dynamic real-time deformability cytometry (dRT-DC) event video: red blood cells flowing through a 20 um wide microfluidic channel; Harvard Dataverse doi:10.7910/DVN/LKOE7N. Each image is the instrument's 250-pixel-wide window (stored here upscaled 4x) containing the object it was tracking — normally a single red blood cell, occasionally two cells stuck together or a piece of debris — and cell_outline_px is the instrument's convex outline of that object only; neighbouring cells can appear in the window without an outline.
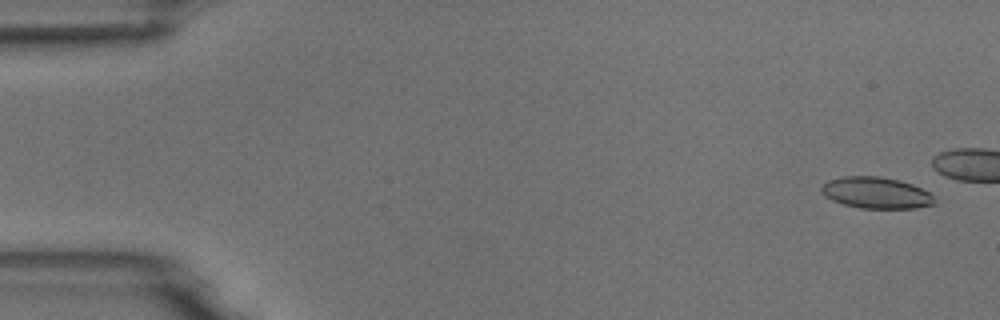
{"species": "common noctule bat (a hibernating species)", "species_latin": "Nyctalus noctula", "temperature_condition": "room temperature", "stored_images_in_passage": 5, "segment_of_instrument_passage": [2, 2], "camera_frame_rate_fps": 3000, "um_per_image_px": 0.085, "animal": {"sex": "male", "body_mass_g": 18.8}, "frame": {"image": 1, "passage_image": 5, "time_ms": 5.667, "image_size_px": [1000, 320], "cell_outline_px": [[936, 204], [916, 208], [860, 208], [844, 204], [832, 200], [824, 196], [820, 188], [828, 180], [844, 176], [880, 176], [900, 180], [912, 184], [928, 192], [936, 200]], "centroid_in_image_um": [74.47, 16.38], "position_along_channel_um": 10.5, "area_um2": 20.69}}